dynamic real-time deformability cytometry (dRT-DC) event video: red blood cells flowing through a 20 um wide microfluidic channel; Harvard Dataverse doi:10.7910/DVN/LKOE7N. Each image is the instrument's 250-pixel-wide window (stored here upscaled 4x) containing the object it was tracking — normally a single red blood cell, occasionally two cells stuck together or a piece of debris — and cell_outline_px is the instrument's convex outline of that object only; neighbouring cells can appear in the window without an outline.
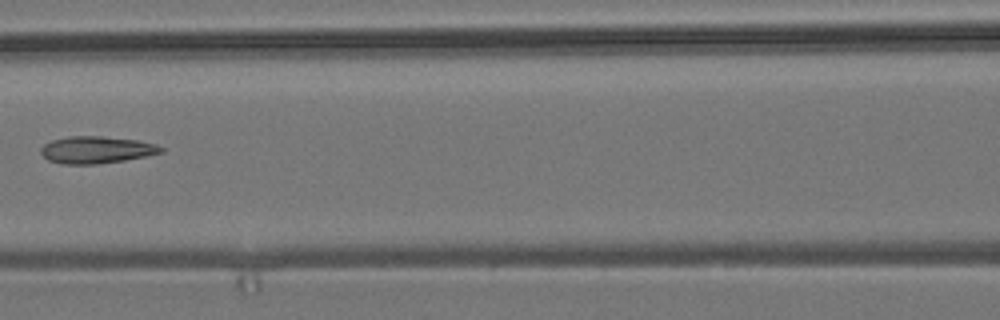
{"species": "common noctule bat (a hibernating species)", "species_latin": "Nyctalus noctula", "temperature_condition": "room temperature", "stored_images_in_passage": 8, "camera_frame_rate_fps": 3000, "um_per_image_px": 0.085, "animal": {"sex": "male", "body_mass_g": 19.2, "forearm_length_mm": 51.8}, "frame": {"image": 1, "passage_image": 7, "time_ms": 2.0, "image_size_px": [1000, 320], "cell_outline_px": [[164, 152], [124, 160], [96, 164], [60, 164], [48, 160], [40, 152], [40, 148], [44, 144], [52, 140], [68, 136], [100, 136], [136, 140], [156, 144], [164, 148]], "centroid_in_image_um": [8.17, 12.73], "position_along_channel_um": 158.4, "area_um2": 18.9}}
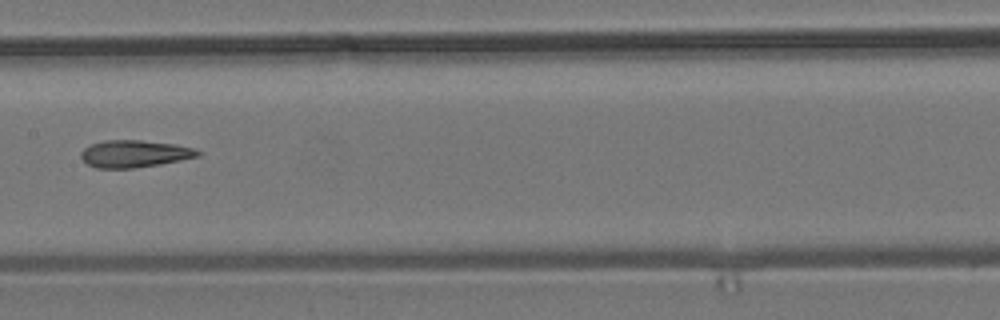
{"frame": {"image": 2, "passage_image": 8, "time_ms": 2.333, "image_size_px": [1000, 320], "cell_outline_px": [[200, 156], [160, 164], [132, 168], [96, 168], [88, 164], [80, 156], [80, 152], [84, 148], [92, 144], [104, 140], [140, 140], [176, 144], [192, 148], [200, 152]], "centroid_in_image_um": [11.41, 13.06], "position_along_channel_um": 196.0, "area_um2": 18.38}}